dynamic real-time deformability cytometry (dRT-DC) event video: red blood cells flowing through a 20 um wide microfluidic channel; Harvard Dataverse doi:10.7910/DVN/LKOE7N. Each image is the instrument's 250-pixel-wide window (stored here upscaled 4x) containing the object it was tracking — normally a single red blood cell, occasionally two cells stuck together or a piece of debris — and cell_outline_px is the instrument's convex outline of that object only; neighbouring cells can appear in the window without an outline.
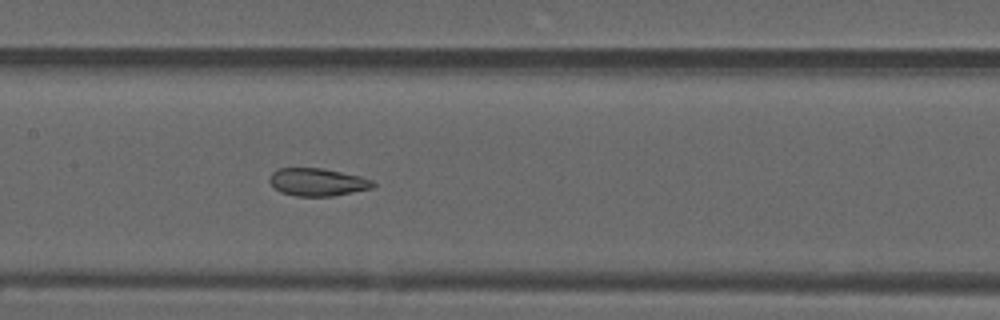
{"species": "common noctule bat (a hibernating species)", "species_latin": "Nyctalus noctula", "temperature_condition": "warm", "stored_images_in_passage": 53, "camera_frame_rate_fps": 3000, "um_per_image_px": 0.085, "animal": {"sex": "male", "forearm_length_mm": 52.5}, "frame": {"image": 1, "passage_image": 25, "time_ms": 8.0, "image_size_px": [1000, 320], "cell_outline_px": [[376, 184], [372, 188], [332, 196], [296, 196], [280, 192], [268, 180], [268, 176], [276, 168], [320, 168], [360, 176], [372, 180]], "centroid_in_image_um": [26.95, 15.47], "position_along_channel_um": 180.5, "area_um2": 16.65}}
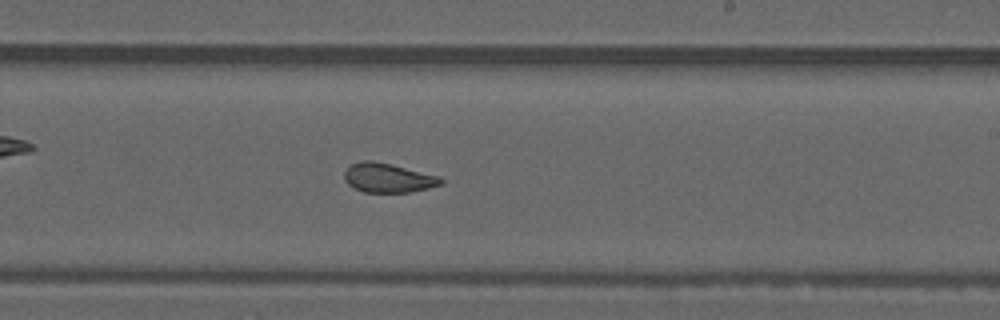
{"frame": {"image": 2, "passage_image": 31, "time_ms": 10.0, "image_size_px": [1000, 320], "cell_outline_px": [[444, 184], [428, 188], [408, 192], [364, 192], [348, 184], [344, 180], [344, 172], [352, 164], [364, 160], [372, 160], [392, 164], [440, 176], [444, 180]], "centroid_in_image_um": [33.01, 15.11], "position_along_channel_um": 256.0, "area_um2": 16.47}}
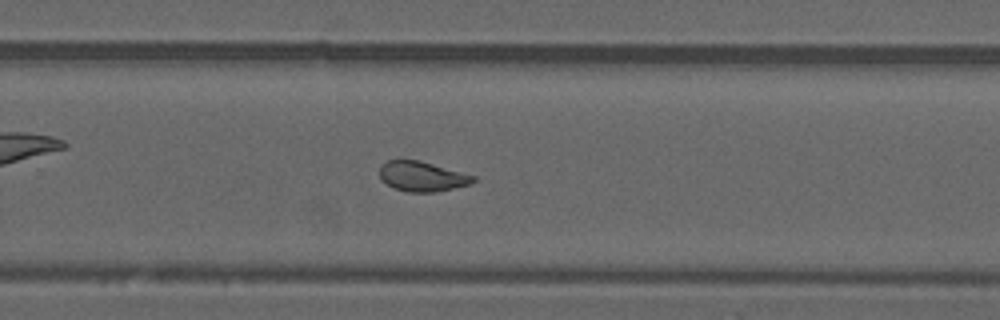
{"frame": {"image": 3, "passage_image": 34, "time_ms": 11.0, "image_size_px": [1000, 320], "cell_outline_px": [[476, 180], [472, 184], [436, 192], [408, 192], [392, 188], [380, 180], [380, 164], [388, 160], [420, 160], [476, 176]], "centroid_in_image_um": [35.87, 15.0], "position_along_channel_um": 293.9, "area_um2": 16.59}, "authors_computed_cell_mechanics": {"area_um2": 18.3804, "velocity_mm_per_s": 3.8007, "shape_relaxation_time_tau1_ms": null, "shape_relaxation_time_tau2_ms": 1.3769, "deformation_change_tau1": null, "deformation_change_tau2": 0.0724}}